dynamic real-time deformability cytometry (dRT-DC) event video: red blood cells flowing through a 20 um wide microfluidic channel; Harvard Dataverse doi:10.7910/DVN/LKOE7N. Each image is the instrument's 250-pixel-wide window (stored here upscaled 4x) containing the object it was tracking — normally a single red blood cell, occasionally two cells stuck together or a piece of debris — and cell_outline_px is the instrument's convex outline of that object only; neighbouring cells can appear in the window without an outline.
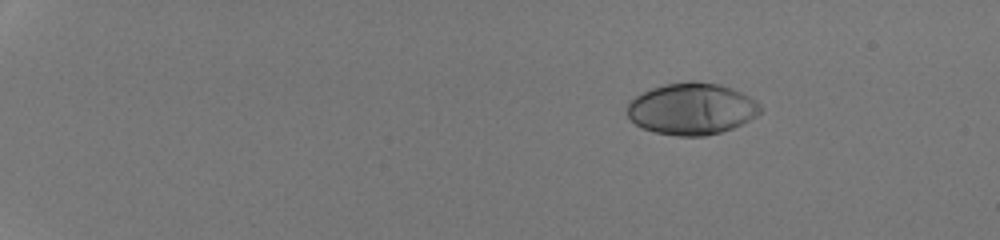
{"species": "human", "species_latin": "Homo sapiens", "temperature_condition": "room temperature", "stored_images_in_passage": 44, "camera_frame_rate_fps": 3000, "um_per_image_px": 0.085, "donor": {"sex": "male"}, "frame": {"image": 1, "passage_image": 1, "time_ms": 0.0, "image_size_px": [1000, 240], "cell_outline_px": [[760, 112], [756, 116], [732, 128], [720, 132], [704, 136], [676, 136], [652, 132], [636, 124], [624, 112], [624, 108], [628, 100], [652, 88], [664, 84], [688, 80], [696, 80], [720, 84], [732, 88], [756, 100], [760, 104]], "centroid_in_image_um": [58.74, 9.23], "position_along_channel_um": 26.3, "area_um2": 40.46}}
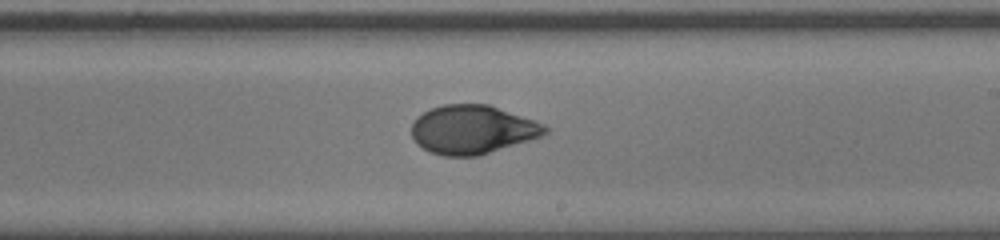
{"frame": {"image": 2, "passage_image": 27, "time_ms": 8.667, "image_size_px": [1000, 240], "cell_outline_px": [[548, 132], [544, 136], [480, 156], [444, 156], [432, 152], [416, 144], [412, 136], [412, 120], [416, 116], [432, 108], [444, 104], [488, 104], [536, 120], [544, 124], [548, 128]], "centroid_in_image_um": [40.19, 11.02], "position_along_channel_um": 248.8, "area_um2": 38.32}}
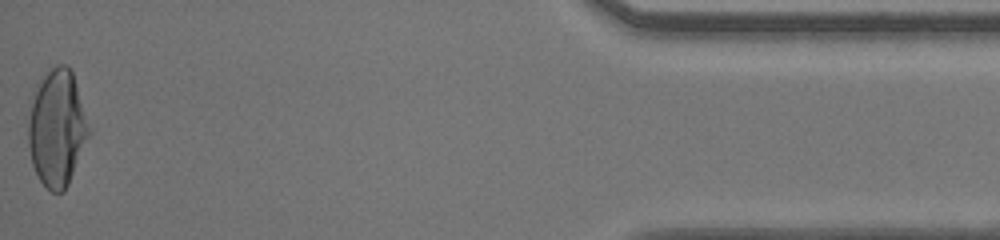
{"frame": {"image": 3, "passage_image": 44, "time_ms": 14.333, "image_size_px": [1000, 240], "cell_outline_px": [[92, 132], [68, 184], [64, 192], [52, 192], [40, 180], [32, 164], [28, 144], [28, 120], [32, 88], [48, 68], [56, 64], [64, 64], [72, 72], [92, 128]], "centroid_in_image_um": [4.85, 10.83], "position_along_channel_um": 430.4, "area_um2": 42.08}, "authors_computed_cell_mechanics": {"area_um2": 38.3214, "velocity_mm_per_s": 4.3058, "shape_relaxation_time_tau1_ms": 5.3489, "shape_relaxation_time_tau2_ms": null, "deformation_change_tau1": 0.2354, "deformation_change_tau2": null}}